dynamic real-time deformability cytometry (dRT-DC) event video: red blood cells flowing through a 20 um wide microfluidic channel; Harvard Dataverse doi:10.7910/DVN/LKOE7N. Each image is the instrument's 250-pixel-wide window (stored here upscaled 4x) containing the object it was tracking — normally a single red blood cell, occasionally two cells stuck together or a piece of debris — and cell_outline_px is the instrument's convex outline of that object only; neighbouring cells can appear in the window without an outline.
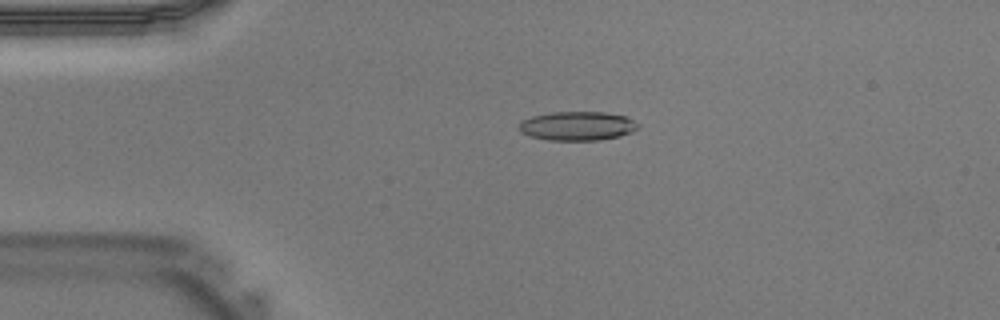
{"species": "Egyptian fruit bat (a non-hibernating species)", "species_latin": "Rousettus aegyptiacus", "temperature_condition": "warm", "stored_images_in_passage": 41, "camera_frame_rate_fps": 3000, "um_per_image_px": 0.085, "animal": {"sex": "male"}, "frame": {"image": 1, "passage_image": 9, "time_ms": 2.667, "image_size_px": [1000, 320], "cell_outline_px": [[640, 128], [632, 132], [620, 136], [596, 140], [552, 140], [532, 136], [520, 132], [520, 120], [532, 116], [552, 112], [604, 112], [624, 116], [640, 124]], "centroid_in_image_um": [49.1, 10.7], "position_along_channel_um": 35.9, "area_um2": 20.0}}
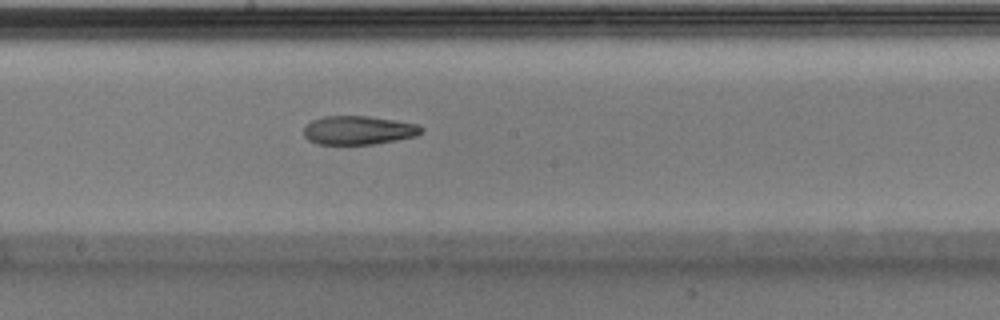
{"frame": {"image": 2, "passage_image": 22, "time_ms": 7.0, "image_size_px": [1000, 320], "cell_outline_px": [[424, 128], [416, 136], [396, 140], [372, 144], [316, 144], [308, 140], [304, 136], [304, 128], [312, 120], [324, 116], [368, 116], [416, 124]], "centroid_in_image_um": [30.43, 11.07], "position_along_channel_um": 217.8, "area_um2": 19.48}}
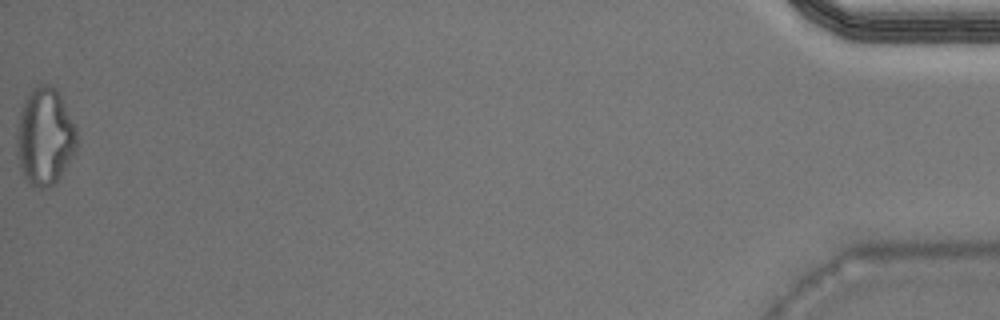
{"frame": {"image": 3, "passage_image": 41, "time_ms": 13.333, "image_size_px": [1000, 320], "cell_outline_px": [[76, 148], [56, 184], [44, 188], [40, 188], [32, 184], [24, 176], [20, 168], [16, 152], [16, 124], [24, 100], [28, 92], [32, 88], [40, 84], [48, 84], [56, 88], [76, 124]], "centroid_in_image_um": [3.79, 11.58], "position_along_channel_um": 431.4, "area_um2": 34.33}}